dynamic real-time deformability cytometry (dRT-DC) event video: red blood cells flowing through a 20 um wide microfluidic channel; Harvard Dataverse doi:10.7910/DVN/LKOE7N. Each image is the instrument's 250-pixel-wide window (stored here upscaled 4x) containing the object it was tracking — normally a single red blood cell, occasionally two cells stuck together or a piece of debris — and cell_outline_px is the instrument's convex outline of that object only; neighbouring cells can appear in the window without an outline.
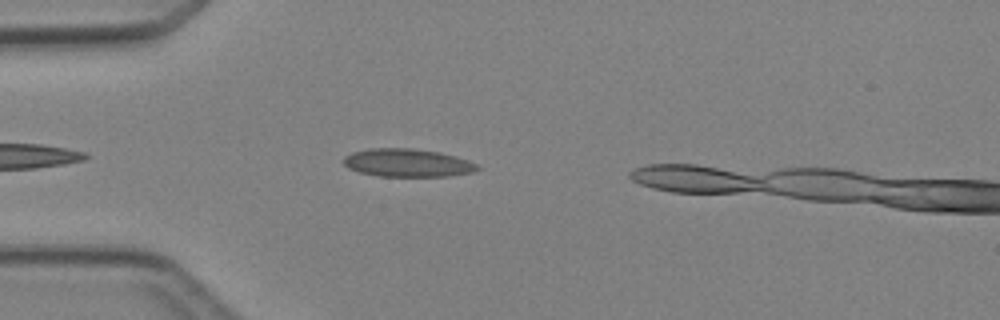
{"species": "Egyptian fruit bat (a non-hibernating species)", "species_latin": "Rousettus aegyptiacus", "temperature_condition": "cold", "stored_images_in_passage": 4, "camera_frame_rate_fps": 3000, "um_per_image_px": 0.085, "animal": {"sex": "female"}, "frame": {"image": 1, "passage_image": 3, "time_ms": 2.333, "image_size_px": [1000, 320], "cell_outline_px": [[480, 168], [472, 172], [448, 176], [380, 176], [360, 172], [348, 168], [344, 164], [344, 156], [352, 152], [368, 148], [412, 148], [440, 152], [456, 156], [468, 160], [476, 164]], "centroid_in_image_um": [34.62, 13.83], "position_along_channel_um": 50.4, "area_um2": 21.85}}